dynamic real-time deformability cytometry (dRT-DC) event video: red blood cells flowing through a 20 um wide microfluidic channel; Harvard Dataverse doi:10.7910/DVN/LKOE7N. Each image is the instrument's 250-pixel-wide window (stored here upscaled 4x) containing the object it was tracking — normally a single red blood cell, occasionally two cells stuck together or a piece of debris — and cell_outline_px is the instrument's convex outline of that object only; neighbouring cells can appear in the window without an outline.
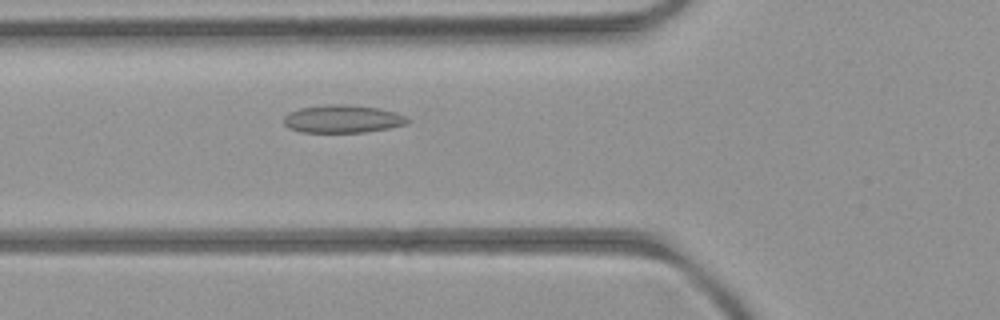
{"species": "common noctule bat (a hibernating species)", "species_latin": "Nyctalus noctula", "temperature_condition": "room temperature", "stored_images_in_passage": 4, "camera_frame_rate_fps": 3000, "um_per_image_px": 0.085, "animal": {"sex": "female", "body_mass_g": 21.9}, "frame": {"image": 1, "passage_image": 4, "time_ms": 4.333, "image_size_px": [1000, 320], "cell_outline_px": [[408, 124], [388, 128], [364, 132], [300, 132], [288, 128], [284, 124], [284, 116], [288, 112], [300, 108], [324, 104], [348, 104], [380, 108], [396, 112], [404, 116], [408, 120]], "centroid_in_image_um": [29.09, 10.1], "position_along_channel_um": 96.7, "area_um2": 20.23}}